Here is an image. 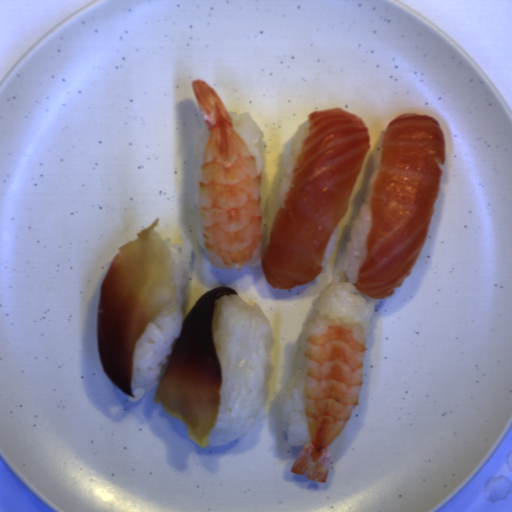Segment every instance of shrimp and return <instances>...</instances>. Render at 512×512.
Returning <instances> with one entry per match:
<instances>
[{
  "instance_id": "shrimp-1",
  "label": "shrimp",
  "mask_w": 512,
  "mask_h": 512,
  "mask_svg": "<svg viewBox=\"0 0 512 512\" xmlns=\"http://www.w3.org/2000/svg\"><path fill=\"white\" fill-rule=\"evenodd\" d=\"M191 84L208 131L198 189L204 255L213 267L229 271L259 266L262 171L213 88L201 79Z\"/></svg>"
},
{
  "instance_id": "shrimp-2",
  "label": "shrimp",
  "mask_w": 512,
  "mask_h": 512,
  "mask_svg": "<svg viewBox=\"0 0 512 512\" xmlns=\"http://www.w3.org/2000/svg\"><path fill=\"white\" fill-rule=\"evenodd\" d=\"M367 343L360 323L311 316L305 328L304 393L308 442L292 473L325 483L329 445L351 417L363 390Z\"/></svg>"
}]
</instances>
